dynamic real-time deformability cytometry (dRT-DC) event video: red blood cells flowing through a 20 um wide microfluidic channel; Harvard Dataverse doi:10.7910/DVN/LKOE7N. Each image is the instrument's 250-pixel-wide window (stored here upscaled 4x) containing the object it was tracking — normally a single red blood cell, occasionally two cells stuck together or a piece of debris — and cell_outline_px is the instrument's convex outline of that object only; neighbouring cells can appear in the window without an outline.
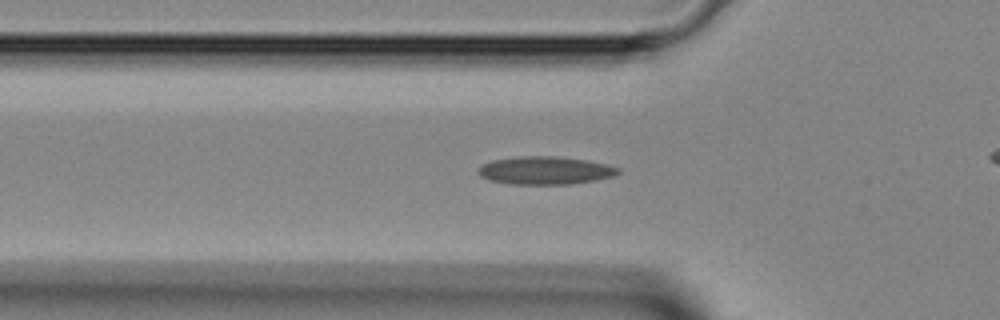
{"species": "Egyptian fruit bat (a non-hibernating species)", "species_latin": "Rousettus aegyptiacus", "temperature_condition": "room temperature", "stored_images_in_passage": 35, "camera_frame_rate_fps": 3000, "um_per_image_px": 0.085, "animal": {"sex": "female"}, "frame": {"image": 1, "passage_image": 13, "time_ms": 4.0, "image_size_px": [1000, 320], "cell_outline_px": [[620, 172], [612, 176], [596, 180], [572, 184], [512, 184], [488, 180], [480, 176], [476, 172], [484, 164], [492, 160], [516, 156], [556, 156], [588, 160], [608, 164], [620, 168]], "centroid_in_image_um": [46.35, 14.48], "position_along_channel_um": 79.5, "area_um2": 22.95}}
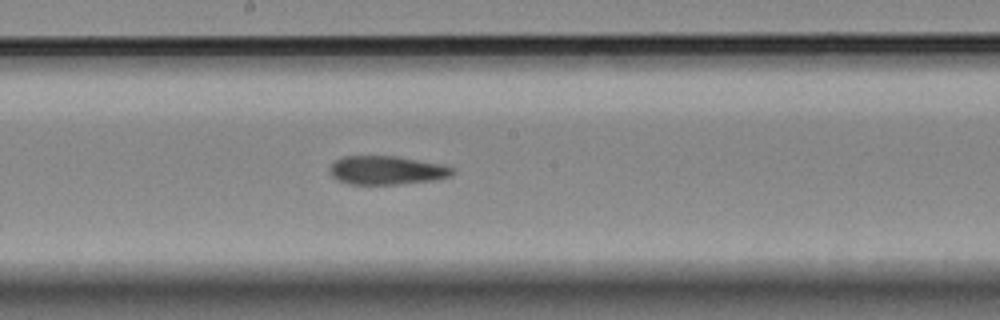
{"frame": {"image": 2, "passage_image": 22, "time_ms": 7.0, "image_size_px": [1000, 320], "cell_outline_px": [[456, 172], [452, 176], [436, 180], [396, 184], [348, 184], [336, 180], [328, 172], [328, 168], [336, 160], [344, 156], [396, 156], [440, 164], [452, 168]], "centroid_in_image_um": [32.84, 14.48], "position_along_channel_um": 215.4, "area_um2": 20.58}}
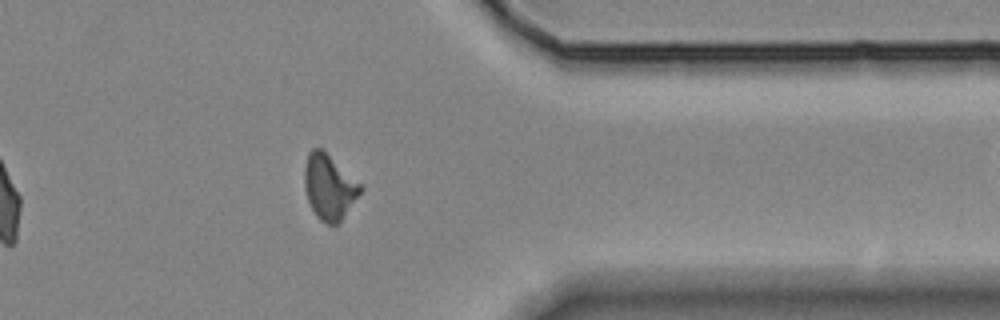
{"frame": {"image": 3, "passage_image": 34, "time_ms": 11.0, "image_size_px": [1000, 320], "cell_outline_px": [[364, 188], [340, 224], [324, 224], [316, 216], [308, 200], [304, 188], [304, 168], [308, 152], [312, 148], [324, 148]], "centroid_in_image_um": [27.98, 15.89], "position_along_channel_um": 383.4, "area_um2": 21.62}}